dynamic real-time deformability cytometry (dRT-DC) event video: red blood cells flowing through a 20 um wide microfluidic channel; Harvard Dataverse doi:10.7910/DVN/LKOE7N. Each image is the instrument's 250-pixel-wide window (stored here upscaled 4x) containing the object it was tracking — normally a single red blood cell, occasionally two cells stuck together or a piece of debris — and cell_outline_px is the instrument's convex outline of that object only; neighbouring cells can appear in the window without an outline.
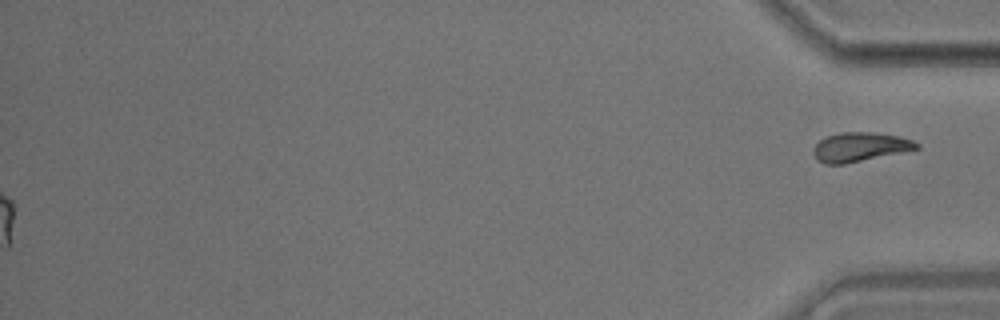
{"species": "common noctule bat (a hibernating species)", "species_latin": "Nyctalus noctula", "temperature_condition": "room temperature", "stored_images_in_passage": 49, "segment_of_instrument_passage": [2, 2], "camera_frame_rate_fps": 3000, "um_per_image_px": 0.085, "animal": {"sex": "male", "body_mass_g": 17.9}, "frame": {"image": 1, "passage_image": 49, "time_ms": 16.0, "image_size_px": [1000, 320], "cell_outline_px": [[920, 148], [844, 164], [824, 164], [816, 160], [812, 152], [812, 148], [820, 140], [828, 136], [840, 132], [876, 132], [900, 136], [912, 140], [920, 144]], "centroid_in_image_um": [73.07, 12.49], "position_along_channel_um": 362.1, "area_um2": 17.57}}